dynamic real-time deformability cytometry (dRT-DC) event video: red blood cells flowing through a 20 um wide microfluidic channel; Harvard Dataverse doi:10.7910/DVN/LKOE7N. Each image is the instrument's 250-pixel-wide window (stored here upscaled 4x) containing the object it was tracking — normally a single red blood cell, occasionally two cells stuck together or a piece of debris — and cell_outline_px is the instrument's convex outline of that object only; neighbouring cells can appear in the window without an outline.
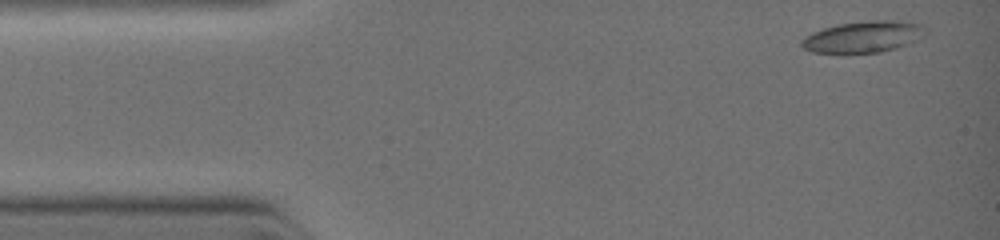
{"species": "common noctule bat (a hibernating species)", "species_latin": "Nyctalus noctula", "temperature_condition": "warm", "stored_images_in_passage": 3, "camera_frame_rate_fps": 3000, "um_per_image_px": 0.085, "animal": {"sex": "female", "body_mass_g": 19.0, "forearm_length_mm": 51.5}, "frame": {"image": 1, "passage_image": 1, "time_ms": 0.0, "image_size_px": [1000, 240], "cell_outline_px": [[928, 32], [924, 36], [908, 44], [896, 48], [880, 52], [840, 56], [812, 52], [804, 48], [800, 44], [800, 40], [804, 36], [820, 28], [836, 24], [868, 20], [904, 20], [920, 24], [928, 28]], "centroid_in_image_um": [73.34, 3.15], "position_along_channel_um": 11.7, "area_um2": 23.99}}